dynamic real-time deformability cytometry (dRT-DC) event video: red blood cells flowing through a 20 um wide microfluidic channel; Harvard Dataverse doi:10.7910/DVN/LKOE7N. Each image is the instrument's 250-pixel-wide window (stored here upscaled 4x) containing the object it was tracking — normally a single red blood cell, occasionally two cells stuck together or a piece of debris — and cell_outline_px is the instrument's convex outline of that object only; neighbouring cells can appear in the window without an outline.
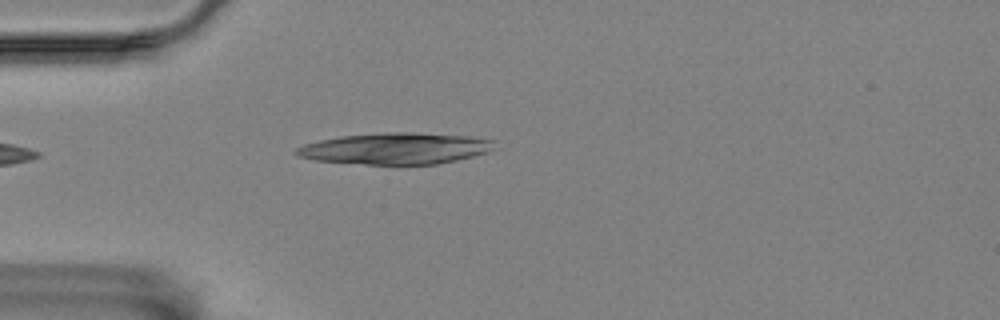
{"species": "Egyptian fruit bat (a non-hibernating species)", "species_latin": "Rousettus aegyptiacus", "temperature_condition": "room temperature", "stored_images_in_passage": 4, "camera_frame_rate_fps": 3000, "um_per_image_px": 0.085, "animal": {"sex": "female"}, "frame": {"image": 1, "passage_image": 4, "time_ms": 3.667, "image_size_px": [1000, 320], "cell_outline_px": [[496, 140], [492, 148], [488, 152], [456, 160], [436, 164], [364, 164], [316, 160], [296, 156], [292, 152], [296, 148], [304, 144], [320, 140], [340, 136], [384, 132], [412, 132], [468, 136]], "centroid_in_image_um": [33.58, 12.61], "position_along_channel_um": 51.4, "area_um2": 36.18}}